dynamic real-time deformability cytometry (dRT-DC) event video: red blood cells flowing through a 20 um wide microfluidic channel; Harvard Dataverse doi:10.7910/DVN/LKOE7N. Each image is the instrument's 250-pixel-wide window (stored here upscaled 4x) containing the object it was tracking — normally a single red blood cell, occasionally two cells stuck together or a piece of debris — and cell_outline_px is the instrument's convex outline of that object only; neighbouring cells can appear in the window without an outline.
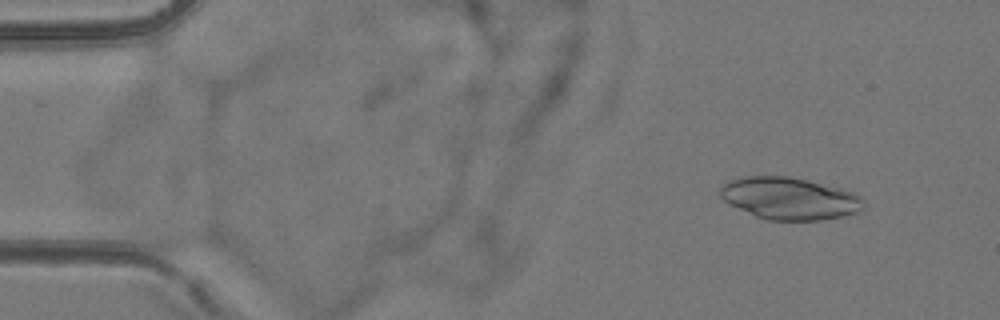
{"species": "common noctule bat (a hibernating species)", "species_latin": "Nyctalus noctula", "temperature_condition": "room temperature", "stored_images_in_passage": 17, "camera_frame_rate_fps": 3000, "um_per_image_px": 0.085, "animal": {"sex": "female", "body_mass_g": 24.6, "forearm_length_mm": 56.2}, "frame": {"image": 1, "passage_image": 6, "time_ms": 1.667, "image_size_px": [1000, 320], "cell_outline_px": [[864, 208], [860, 212], [844, 216], [820, 220], [768, 220], [756, 216], [724, 200], [720, 196], [720, 184], [728, 180], [740, 176], [788, 176], [840, 188], [852, 192], [860, 196], [864, 200]], "centroid_in_image_um": [67.11, 16.86], "position_along_channel_um": 17.9, "area_um2": 35.2}}